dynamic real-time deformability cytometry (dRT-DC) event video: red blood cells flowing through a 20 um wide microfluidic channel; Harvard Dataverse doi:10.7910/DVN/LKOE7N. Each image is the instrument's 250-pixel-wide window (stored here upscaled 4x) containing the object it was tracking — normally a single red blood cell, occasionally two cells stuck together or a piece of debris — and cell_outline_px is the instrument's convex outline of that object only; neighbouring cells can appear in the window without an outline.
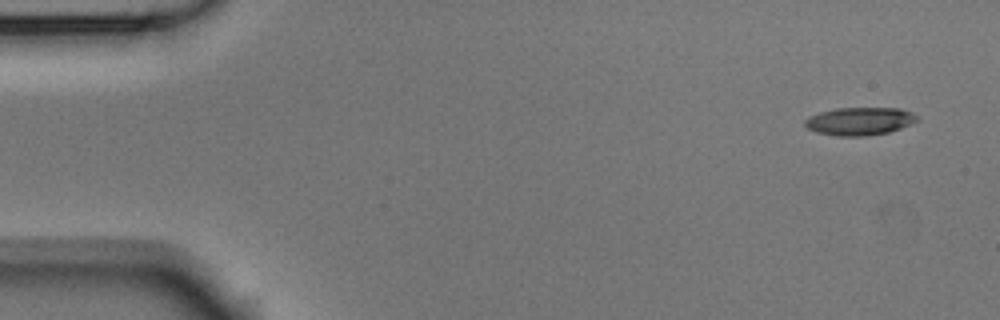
{"species": "Egyptian fruit bat (a non-hibernating species)", "species_latin": "Rousettus aegyptiacus", "temperature_condition": "room temperature", "stored_images_in_passage": 7, "camera_frame_rate_fps": 3000, "um_per_image_px": 0.085, "animal": {"sex": "male"}, "frame": {"image": 1, "passage_image": 1, "time_ms": 0.0, "image_size_px": [1000, 320], "cell_outline_px": [[920, 120], [900, 128], [888, 132], [864, 136], [840, 136], [816, 132], [808, 128], [804, 124], [804, 120], [808, 116], [820, 112], [836, 108], [900, 108], [912, 112]], "centroid_in_image_um": [73.06, 10.29], "position_along_channel_um": 11.9, "area_um2": 18.21}}
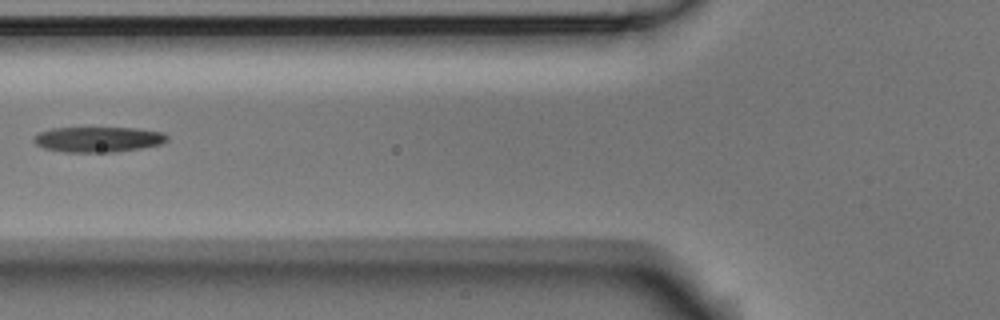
{"frame": {"image": 2, "passage_image": 6, "time_ms": 1.667, "image_size_px": [1000, 320], "cell_outline_px": [[168, 140], [160, 144], [140, 148], [112, 152], [64, 152], [44, 148], [36, 144], [32, 140], [32, 136], [36, 132], [52, 128], [136, 128], [164, 132], [168, 136]], "centroid_in_image_um": [8.29, 11.84], "position_along_channel_um": 117.5, "area_um2": 19.83}}
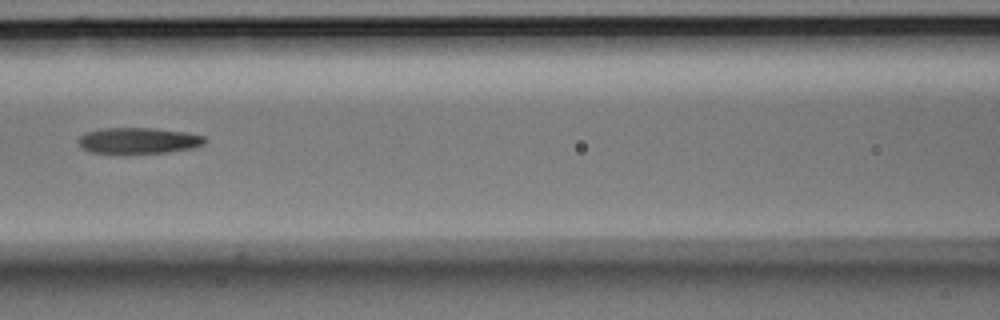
{"frame": {"image": 3, "passage_image": 7, "time_ms": 2.0, "image_size_px": [1000, 320], "cell_outline_px": [[204, 144], [196, 148], [168, 152], [124, 156], [88, 152], [76, 140], [84, 132], [100, 128], [152, 128], [184, 132], [204, 136]], "centroid_in_image_um": [11.7, 12.0], "position_along_channel_um": 154.9, "area_um2": 20.06}}